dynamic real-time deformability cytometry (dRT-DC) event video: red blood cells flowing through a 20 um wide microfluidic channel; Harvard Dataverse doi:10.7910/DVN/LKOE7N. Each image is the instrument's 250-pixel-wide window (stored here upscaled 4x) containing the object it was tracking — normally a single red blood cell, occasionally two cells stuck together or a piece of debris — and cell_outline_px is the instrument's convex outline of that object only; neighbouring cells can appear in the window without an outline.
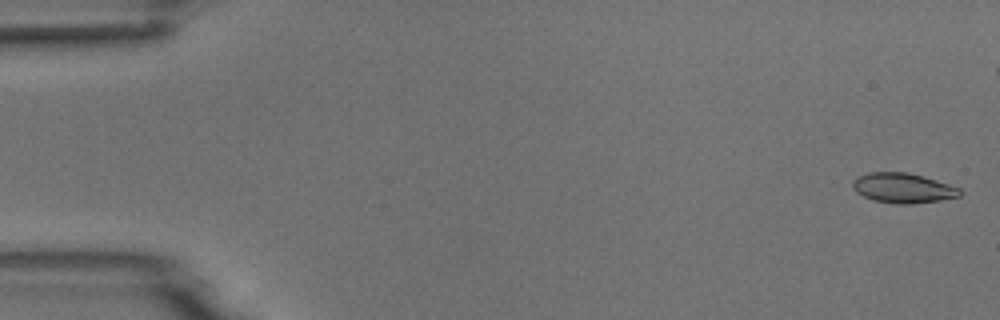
{"species": "common noctule bat (a hibernating species)", "species_latin": "Nyctalus noctula", "temperature_condition": "room temperature", "stored_images_in_passage": 6, "camera_frame_rate_fps": 3000, "um_per_image_px": 0.085, "animal": {"sex": "male", "body_mass_g": 18.8}, "frame": {"image": 1, "passage_image": 1, "time_ms": 0.0, "image_size_px": [1000, 320], "cell_outline_px": [[964, 192], [960, 196], [940, 200], [912, 204], [896, 204], [872, 200], [856, 192], [852, 188], [852, 180], [856, 176], [868, 172], [908, 172], [924, 176], [960, 188]], "centroid_in_image_um": [76.73, 15.98], "position_along_channel_um": 8.3, "area_um2": 18.96}}